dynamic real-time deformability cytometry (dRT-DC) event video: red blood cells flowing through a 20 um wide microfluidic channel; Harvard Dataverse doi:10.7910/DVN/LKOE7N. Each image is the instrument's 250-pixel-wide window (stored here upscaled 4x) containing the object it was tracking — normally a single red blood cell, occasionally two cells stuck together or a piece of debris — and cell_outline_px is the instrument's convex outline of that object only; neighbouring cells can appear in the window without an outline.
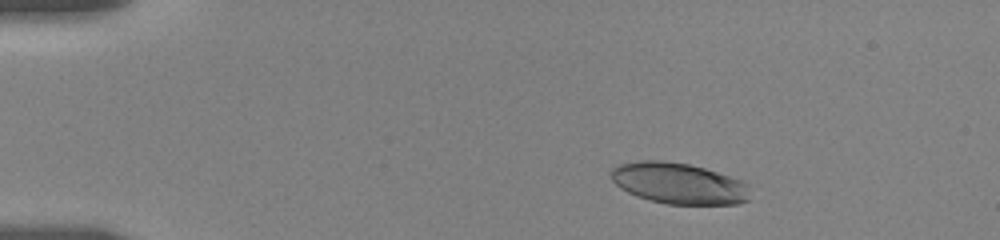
{"species": "human", "species_latin": "Homo sapiens", "temperature_condition": "room temperature", "stored_images_in_passage": 24, "camera_frame_rate_fps": 3000, "um_per_image_px": 0.085, "donor": {"sex": "female"}, "frame": {"image": 1, "passage_image": 1, "time_ms": 0.0, "image_size_px": [1000, 240], "cell_outline_px": [[752, 200], [736, 204], [668, 204], [648, 200], [636, 196], [620, 188], [612, 180], [612, 168], [616, 164], [640, 160], [664, 160], [688, 164], [704, 168], [740, 180], [748, 184]], "centroid_in_image_um": [57.7, 15.59], "position_along_channel_um": 27.3, "area_um2": 33.52}}
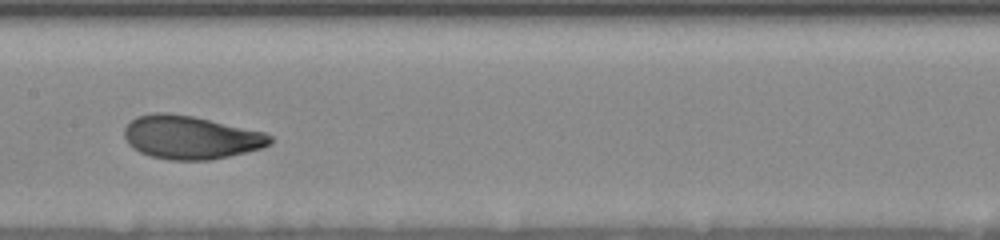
{"frame": {"image": 2, "passage_image": 12, "time_ms": 6.667, "image_size_px": [1000, 240], "cell_outline_px": [[272, 144], [260, 148], [212, 160], [168, 160], [152, 156], [140, 152], [132, 148], [128, 144], [124, 136], [124, 128], [136, 116], [156, 112], [168, 112], [192, 116], [264, 132], [272, 136]], "centroid_in_image_um": [16.18, 11.67], "position_along_channel_um": 191.2, "area_um2": 36.7}}
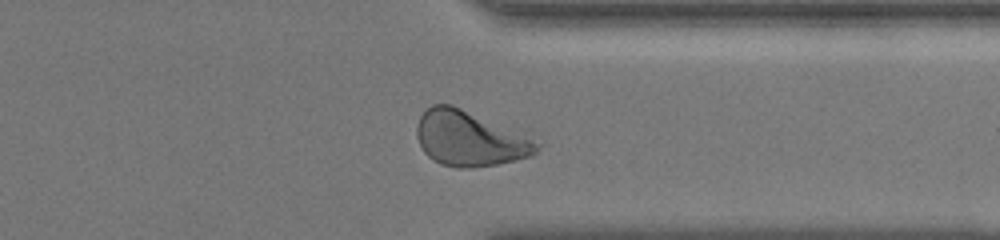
{"frame": {"image": 3, "passage_image": 21, "time_ms": 11.667, "image_size_px": [1000, 240], "cell_outline_px": [[540, 148], [532, 156], [516, 160], [496, 164], [472, 168], [456, 168], [440, 164], [432, 160], [424, 152], [416, 136], [416, 128], [420, 116], [432, 104], [452, 104], [532, 140], [540, 144]], "centroid_in_image_um": [39.84, 11.81], "position_along_channel_um": 371.6, "area_um2": 37.74}, "authors_computed_cell_mechanics": {"area_um2": 35.8071, "velocity_mm_per_s": 3.6142, "shape_relaxation_time_tau1_ms": 3.97, "shape_relaxation_time_tau2_ms": 1.2039, "deformation_change_tau1": 0.1601, "deformation_change_tau2": 0.0715}}